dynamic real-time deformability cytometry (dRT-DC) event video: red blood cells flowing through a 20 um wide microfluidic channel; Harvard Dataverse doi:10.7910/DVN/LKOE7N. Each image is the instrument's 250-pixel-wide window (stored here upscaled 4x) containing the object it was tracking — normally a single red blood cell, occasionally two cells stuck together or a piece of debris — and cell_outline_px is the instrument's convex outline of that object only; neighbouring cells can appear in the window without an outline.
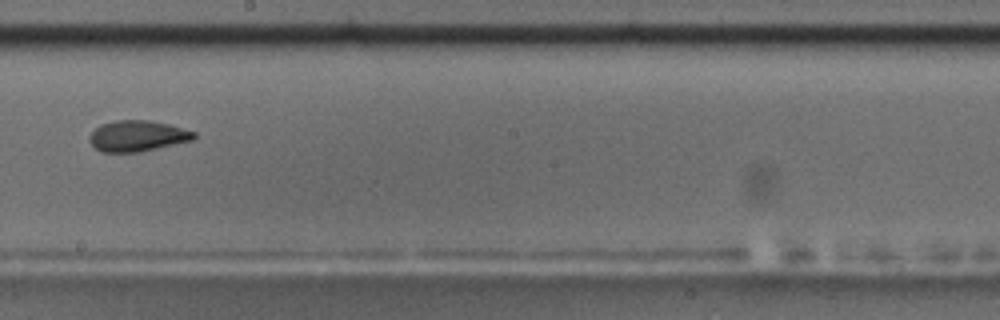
{"species": "common noctule bat (a hibernating species)", "species_latin": "Nyctalus noctula", "temperature_condition": "room temperature", "stored_images_in_passage": 9, "camera_frame_rate_fps": 3000, "um_per_image_px": 0.085, "animal": {"sex": "male", "body_mass_g": 17.5, "forearm_length_mm": 52.3}, "frame": {"image": 1, "passage_image": 9, "time_ms": 10.0, "image_size_px": [1000, 320], "cell_outline_px": [[196, 136], [192, 140], [140, 152], [100, 152], [88, 140], [88, 136], [100, 124], [116, 120], [152, 120], [168, 124], [196, 132]], "centroid_in_image_um": [11.66, 11.55], "position_along_channel_um": 236.5, "area_um2": 18.84}}